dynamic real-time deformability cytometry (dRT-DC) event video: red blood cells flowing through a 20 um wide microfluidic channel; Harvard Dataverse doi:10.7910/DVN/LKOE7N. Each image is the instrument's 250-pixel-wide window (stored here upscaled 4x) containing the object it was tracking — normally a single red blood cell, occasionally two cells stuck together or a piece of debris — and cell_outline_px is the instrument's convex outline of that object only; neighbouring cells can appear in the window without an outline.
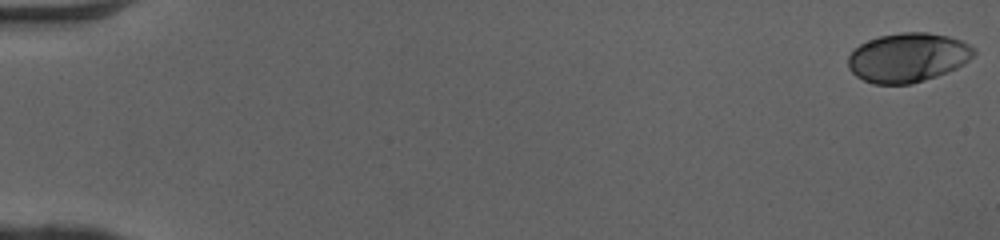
{"species": "human", "species_latin": "Homo sapiens", "temperature_condition": "cold", "stored_images_in_passage": 14, "camera_frame_rate_fps": 3000, "um_per_image_px": 0.085, "donor": {"sex": "female"}, "frame": {"image": 1, "passage_image": 1, "time_ms": 0.0, "image_size_px": [1000, 240], "cell_outline_px": [[976, 52], [964, 64], [956, 68], [936, 76], [912, 84], [872, 84], [856, 76], [848, 68], [848, 56], [860, 44], [868, 40], [880, 36], [900, 32], [928, 32], [948, 36], [960, 40], [968, 44]], "centroid_in_image_um": [77.15, 4.89], "position_along_channel_um": 7.9, "area_um2": 35.95}}